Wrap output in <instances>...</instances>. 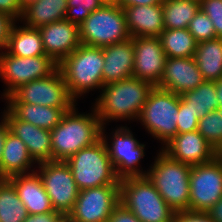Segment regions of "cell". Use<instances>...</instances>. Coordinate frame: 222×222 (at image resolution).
I'll use <instances>...</instances> for the list:
<instances>
[{"label":"cell","mask_w":222,"mask_h":222,"mask_svg":"<svg viewBox=\"0 0 222 222\" xmlns=\"http://www.w3.org/2000/svg\"><path fill=\"white\" fill-rule=\"evenodd\" d=\"M153 86L136 77L106 84L92 105L102 125L110 121H137Z\"/></svg>","instance_id":"cell-1"},{"label":"cell","mask_w":222,"mask_h":222,"mask_svg":"<svg viewBox=\"0 0 222 222\" xmlns=\"http://www.w3.org/2000/svg\"><path fill=\"white\" fill-rule=\"evenodd\" d=\"M77 104L50 131L53 161L66 162L72 155L101 139L102 123L94 107L91 113H78Z\"/></svg>","instance_id":"cell-2"},{"label":"cell","mask_w":222,"mask_h":222,"mask_svg":"<svg viewBox=\"0 0 222 222\" xmlns=\"http://www.w3.org/2000/svg\"><path fill=\"white\" fill-rule=\"evenodd\" d=\"M103 48L81 44L59 64L70 95L78 102L90 91L102 90Z\"/></svg>","instance_id":"cell-3"},{"label":"cell","mask_w":222,"mask_h":222,"mask_svg":"<svg viewBox=\"0 0 222 222\" xmlns=\"http://www.w3.org/2000/svg\"><path fill=\"white\" fill-rule=\"evenodd\" d=\"M156 154L145 176L174 212L189 211L192 166L171 159L161 149Z\"/></svg>","instance_id":"cell-4"},{"label":"cell","mask_w":222,"mask_h":222,"mask_svg":"<svg viewBox=\"0 0 222 222\" xmlns=\"http://www.w3.org/2000/svg\"><path fill=\"white\" fill-rule=\"evenodd\" d=\"M119 201L141 222L174 221L176 212L146 176L121 179Z\"/></svg>","instance_id":"cell-5"},{"label":"cell","mask_w":222,"mask_h":222,"mask_svg":"<svg viewBox=\"0 0 222 222\" xmlns=\"http://www.w3.org/2000/svg\"><path fill=\"white\" fill-rule=\"evenodd\" d=\"M178 112L179 94L155 86L150 90L137 121L164 146L178 133Z\"/></svg>","instance_id":"cell-6"},{"label":"cell","mask_w":222,"mask_h":222,"mask_svg":"<svg viewBox=\"0 0 222 222\" xmlns=\"http://www.w3.org/2000/svg\"><path fill=\"white\" fill-rule=\"evenodd\" d=\"M66 163L70 166L80 191L107 184H120L102 139L79 150Z\"/></svg>","instance_id":"cell-7"},{"label":"cell","mask_w":222,"mask_h":222,"mask_svg":"<svg viewBox=\"0 0 222 222\" xmlns=\"http://www.w3.org/2000/svg\"><path fill=\"white\" fill-rule=\"evenodd\" d=\"M82 44L104 47L121 43L130 37L123 8L117 4H106L90 13L79 25Z\"/></svg>","instance_id":"cell-8"},{"label":"cell","mask_w":222,"mask_h":222,"mask_svg":"<svg viewBox=\"0 0 222 222\" xmlns=\"http://www.w3.org/2000/svg\"><path fill=\"white\" fill-rule=\"evenodd\" d=\"M105 128L106 125H102L101 139L106 144L117 177L120 180L128 177H144L147 171L141 169L140 160L145 157L146 145L140 143L127 126L122 124L116 126L115 131L112 130L110 133L111 136L105 134Z\"/></svg>","instance_id":"cell-9"},{"label":"cell","mask_w":222,"mask_h":222,"mask_svg":"<svg viewBox=\"0 0 222 222\" xmlns=\"http://www.w3.org/2000/svg\"><path fill=\"white\" fill-rule=\"evenodd\" d=\"M57 68L58 64L48 55L19 57L7 50L0 52V78L6 85L2 99L28 82L49 76Z\"/></svg>","instance_id":"cell-10"},{"label":"cell","mask_w":222,"mask_h":222,"mask_svg":"<svg viewBox=\"0 0 222 222\" xmlns=\"http://www.w3.org/2000/svg\"><path fill=\"white\" fill-rule=\"evenodd\" d=\"M6 103H28L55 108H73L77 101L70 95L59 68L47 77L20 86Z\"/></svg>","instance_id":"cell-11"},{"label":"cell","mask_w":222,"mask_h":222,"mask_svg":"<svg viewBox=\"0 0 222 222\" xmlns=\"http://www.w3.org/2000/svg\"><path fill=\"white\" fill-rule=\"evenodd\" d=\"M36 168L53 209L67 216L80 192L70 166L64 161H48L37 164Z\"/></svg>","instance_id":"cell-12"},{"label":"cell","mask_w":222,"mask_h":222,"mask_svg":"<svg viewBox=\"0 0 222 222\" xmlns=\"http://www.w3.org/2000/svg\"><path fill=\"white\" fill-rule=\"evenodd\" d=\"M189 184V211L208 212L222 198V159L192 165Z\"/></svg>","instance_id":"cell-13"},{"label":"cell","mask_w":222,"mask_h":222,"mask_svg":"<svg viewBox=\"0 0 222 222\" xmlns=\"http://www.w3.org/2000/svg\"><path fill=\"white\" fill-rule=\"evenodd\" d=\"M119 198L120 184L81 190L66 217L70 222H108L114 207L120 202Z\"/></svg>","instance_id":"cell-14"},{"label":"cell","mask_w":222,"mask_h":222,"mask_svg":"<svg viewBox=\"0 0 222 222\" xmlns=\"http://www.w3.org/2000/svg\"><path fill=\"white\" fill-rule=\"evenodd\" d=\"M133 76L158 86L164 73L167 56L159 37H133Z\"/></svg>","instance_id":"cell-15"},{"label":"cell","mask_w":222,"mask_h":222,"mask_svg":"<svg viewBox=\"0 0 222 222\" xmlns=\"http://www.w3.org/2000/svg\"><path fill=\"white\" fill-rule=\"evenodd\" d=\"M160 149L171 159L191 166L209 163L219 154L198 130L177 133Z\"/></svg>","instance_id":"cell-16"},{"label":"cell","mask_w":222,"mask_h":222,"mask_svg":"<svg viewBox=\"0 0 222 222\" xmlns=\"http://www.w3.org/2000/svg\"><path fill=\"white\" fill-rule=\"evenodd\" d=\"M38 30L46 55L57 64L82 44L79 26L65 19L39 27Z\"/></svg>","instance_id":"cell-17"},{"label":"cell","mask_w":222,"mask_h":222,"mask_svg":"<svg viewBox=\"0 0 222 222\" xmlns=\"http://www.w3.org/2000/svg\"><path fill=\"white\" fill-rule=\"evenodd\" d=\"M1 113L10 131L25 143L29 155L36 164L53 161L50 131L17 119L7 108Z\"/></svg>","instance_id":"cell-18"},{"label":"cell","mask_w":222,"mask_h":222,"mask_svg":"<svg viewBox=\"0 0 222 222\" xmlns=\"http://www.w3.org/2000/svg\"><path fill=\"white\" fill-rule=\"evenodd\" d=\"M204 81L193 57L167 58L163 77L157 87L182 95Z\"/></svg>","instance_id":"cell-19"},{"label":"cell","mask_w":222,"mask_h":222,"mask_svg":"<svg viewBox=\"0 0 222 222\" xmlns=\"http://www.w3.org/2000/svg\"><path fill=\"white\" fill-rule=\"evenodd\" d=\"M102 48L104 57L103 86L133 77L134 45L132 37L124 42Z\"/></svg>","instance_id":"cell-20"},{"label":"cell","mask_w":222,"mask_h":222,"mask_svg":"<svg viewBox=\"0 0 222 222\" xmlns=\"http://www.w3.org/2000/svg\"><path fill=\"white\" fill-rule=\"evenodd\" d=\"M8 180L14 185L28 214H43L54 211L51 199L46 193L37 171L14 175Z\"/></svg>","instance_id":"cell-21"},{"label":"cell","mask_w":222,"mask_h":222,"mask_svg":"<svg viewBox=\"0 0 222 222\" xmlns=\"http://www.w3.org/2000/svg\"><path fill=\"white\" fill-rule=\"evenodd\" d=\"M130 37H158L165 29L163 7L144 5L123 7Z\"/></svg>","instance_id":"cell-22"},{"label":"cell","mask_w":222,"mask_h":222,"mask_svg":"<svg viewBox=\"0 0 222 222\" xmlns=\"http://www.w3.org/2000/svg\"><path fill=\"white\" fill-rule=\"evenodd\" d=\"M36 167L37 164L29 155L25 143L9 130L2 151L0 179L33 172Z\"/></svg>","instance_id":"cell-23"},{"label":"cell","mask_w":222,"mask_h":222,"mask_svg":"<svg viewBox=\"0 0 222 222\" xmlns=\"http://www.w3.org/2000/svg\"><path fill=\"white\" fill-rule=\"evenodd\" d=\"M6 108L17 118L36 127L53 130L72 108H55L28 103H7Z\"/></svg>","instance_id":"cell-24"},{"label":"cell","mask_w":222,"mask_h":222,"mask_svg":"<svg viewBox=\"0 0 222 222\" xmlns=\"http://www.w3.org/2000/svg\"><path fill=\"white\" fill-rule=\"evenodd\" d=\"M12 24L6 50L14 56L36 57L46 55L42 37L38 28L26 27L24 24Z\"/></svg>","instance_id":"cell-25"},{"label":"cell","mask_w":222,"mask_h":222,"mask_svg":"<svg viewBox=\"0 0 222 222\" xmlns=\"http://www.w3.org/2000/svg\"><path fill=\"white\" fill-rule=\"evenodd\" d=\"M67 0H37L23 10L20 24L39 28L63 20L66 15Z\"/></svg>","instance_id":"cell-26"},{"label":"cell","mask_w":222,"mask_h":222,"mask_svg":"<svg viewBox=\"0 0 222 222\" xmlns=\"http://www.w3.org/2000/svg\"><path fill=\"white\" fill-rule=\"evenodd\" d=\"M193 58L205 81L222 78V38L197 43Z\"/></svg>","instance_id":"cell-27"},{"label":"cell","mask_w":222,"mask_h":222,"mask_svg":"<svg viewBox=\"0 0 222 222\" xmlns=\"http://www.w3.org/2000/svg\"><path fill=\"white\" fill-rule=\"evenodd\" d=\"M158 37L167 58L194 57L197 42L187 28L164 29Z\"/></svg>","instance_id":"cell-28"},{"label":"cell","mask_w":222,"mask_h":222,"mask_svg":"<svg viewBox=\"0 0 222 222\" xmlns=\"http://www.w3.org/2000/svg\"><path fill=\"white\" fill-rule=\"evenodd\" d=\"M162 7L165 29H186L200 10V0H164Z\"/></svg>","instance_id":"cell-29"},{"label":"cell","mask_w":222,"mask_h":222,"mask_svg":"<svg viewBox=\"0 0 222 222\" xmlns=\"http://www.w3.org/2000/svg\"><path fill=\"white\" fill-rule=\"evenodd\" d=\"M180 99L194 111L199 120L219 106L215 81H204L194 90L180 95Z\"/></svg>","instance_id":"cell-30"},{"label":"cell","mask_w":222,"mask_h":222,"mask_svg":"<svg viewBox=\"0 0 222 222\" xmlns=\"http://www.w3.org/2000/svg\"><path fill=\"white\" fill-rule=\"evenodd\" d=\"M27 216L14 185L8 179H0V222H23Z\"/></svg>","instance_id":"cell-31"},{"label":"cell","mask_w":222,"mask_h":222,"mask_svg":"<svg viewBox=\"0 0 222 222\" xmlns=\"http://www.w3.org/2000/svg\"><path fill=\"white\" fill-rule=\"evenodd\" d=\"M198 132L219 153L222 150V108L202 117L198 123Z\"/></svg>","instance_id":"cell-32"},{"label":"cell","mask_w":222,"mask_h":222,"mask_svg":"<svg viewBox=\"0 0 222 222\" xmlns=\"http://www.w3.org/2000/svg\"><path fill=\"white\" fill-rule=\"evenodd\" d=\"M103 5L101 0H67V10L64 19L79 26L90 13Z\"/></svg>","instance_id":"cell-33"},{"label":"cell","mask_w":222,"mask_h":222,"mask_svg":"<svg viewBox=\"0 0 222 222\" xmlns=\"http://www.w3.org/2000/svg\"><path fill=\"white\" fill-rule=\"evenodd\" d=\"M187 30L193 35L197 43L217 38L211 19L202 10L196 13Z\"/></svg>","instance_id":"cell-34"},{"label":"cell","mask_w":222,"mask_h":222,"mask_svg":"<svg viewBox=\"0 0 222 222\" xmlns=\"http://www.w3.org/2000/svg\"><path fill=\"white\" fill-rule=\"evenodd\" d=\"M199 119L196 117L194 111L187 106L179 95V112L177 117V131L178 133L192 132L198 130Z\"/></svg>","instance_id":"cell-35"},{"label":"cell","mask_w":222,"mask_h":222,"mask_svg":"<svg viewBox=\"0 0 222 222\" xmlns=\"http://www.w3.org/2000/svg\"><path fill=\"white\" fill-rule=\"evenodd\" d=\"M200 10L211 19L217 38H222V0H200Z\"/></svg>","instance_id":"cell-36"},{"label":"cell","mask_w":222,"mask_h":222,"mask_svg":"<svg viewBox=\"0 0 222 222\" xmlns=\"http://www.w3.org/2000/svg\"><path fill=\"white\" fill-rule=\"evenodd\" d=\"M0 13L9 16L19 23L23 15V10L21 9L19 0H0Z\"/></svg>","instance_id":"cell-37"},{"label":"cell","mask_w":222,"mask_h":222,"mask_svg":"<svg viewBox=\"0 0 222 222\" xmlns=\"http://www.w3.org/2000/svg\"><path fill=\"white\" fill-rule=\"evenodd\" d=\"M108 222H141L128 208L122 203H118L109 217Z\"/></svg>","instance_id":"cell-38"},{"label":"cell","mask_w":222,"mask_h":222,"mask_svg":"<svg viewBox=\"0 0 222 222\" xmlns=\"http://www.w3.org/2000/svg\"><path fill=\"white\" fill-rule=\"evenodd\" d=\"M173 222H214L207 212H176Z\"/></svg>","instance_id":"cell-39"},{"label":"cell","mask_w":222,"mask_h":222,"mask_svg":"<svg viewBox=\"0 0 222 222\" xmlns=\"http://www.w3.org/2000/svg\"><path fill=\"white\" fill-rule=\"evenodd\" d=\"M14 22L9 16L0 13V52L7 48L9 32Z\"/></svg>","instance_id":"cell-40"},{"label":"cell","mask_w":222,"mask_h":222,"mask_svg":"<svg viewBox=\"0 0 222 222\" xmlns=\"http://www.w3.org/2000/svg\"><path fill=\"white\" fill-rule=\"evenodd\" d=\"M64 216L58 212H48L43 214H28L23 222H59Z\"/></svg>","instance_id":"cell-41"},{"label":"cell","mask_w":222,"mask_h":222,"mask_svg":"<svg viewBox=\"0 0 222 222\" xmlns=\"http://www.w3.org/2000/svg\"><path fill=\"white\" fill-rule=\"evenodd\" d=\"M164 0H117V5L123 7L128 6H144V5H161Z\"/></svg>","instance_id":"cell-42"},{"label":"cell","mask_w":222,"mask_h":222,"mask_svg":"<svg viewBox=\"0 0 222 222\" xmlns=\"http://www.w3.org/2000/svg\"><path fill=\"white\" fill-rule=\"evenodd\" d=\"M207 213L214 222H222V198Z\"/></svg>","instance_id":"cell-43"},{"label":"cell","mask_w":222,"mask_h":222,"mask_svg":"<svg viewBox=\"0 0 222 222\" xmlns=\"http://www.w3.org/2000/svg\"><path fill=\"white\" fill-rule=\"evenodd\" d=\"M10 130L9 125L5 118L1 115L0 119V162L2 157V151L4 148V142L7 136V132Z\"/></svg>","instance_id":"cell-44"},{"label":"cell","mask_w":222,"mask_h":222,"mask_svg":"<svg viewBox=\"0 0 222 222\" xmlns=\"http://www.w3.org/2000/svg\"><path fill=\"white\" fill-rule=\"evenodd\" d=\"M215 86H216V92H217V99L219 102L218 107L222 108V78L215 81Z\"/></svg>","instance_id":"cell-45"},{"label":"cell","mask_w":222,"mask_h":222,"mask_svg":"<svg viewBox=\"0 0 222 222\" xmlns=\"http://www.w3.org/2000/svg\"><path fill=\"white\" fill-rule=\"evenodd\" d=\"M36 1L37 0H19L22 10H24L26 7H28L30 4Z\"/></svg>","instance_id":"cell-46"},{"label":"cell","mask_w":222,"mask_h":222,"mask_svg":"<svg viewBox=\"0 0 222 222\" xmlns=\"http://www.w3.org/2000/svg\"><path fill=\"white\" fill-rule=\"evenodd\" d=\"M101 2L106 5V4H117V0H101Z\"/></svg>","instance_id":"cell-47"},{"label":"cell","mask_w":222,"mask_h":222,"mask_svg":"<svg viewBox=\"0 0 222 222\" xmlns=\"http://www.w3.org/2000/svg\"><path fill=\"white\" fill-rule=\"evenodd\" d=\"M59 222H70L66 216H64Z\"/></svg>","instance_id":"cell-48"},{"label":"cell","mask_w":222,"mask_h":222,"mask_svg":"<svg viewBox=\"0 0 222 222\" xmlns=\"http://www.w3.org/2000/svg\"><path fill=\"white\" fill-rule=\"evenodd\" d=\"M218 156L222 159V150L219 152Z\"/></svg>","instance_id":"cell-49"}]
</instances>
